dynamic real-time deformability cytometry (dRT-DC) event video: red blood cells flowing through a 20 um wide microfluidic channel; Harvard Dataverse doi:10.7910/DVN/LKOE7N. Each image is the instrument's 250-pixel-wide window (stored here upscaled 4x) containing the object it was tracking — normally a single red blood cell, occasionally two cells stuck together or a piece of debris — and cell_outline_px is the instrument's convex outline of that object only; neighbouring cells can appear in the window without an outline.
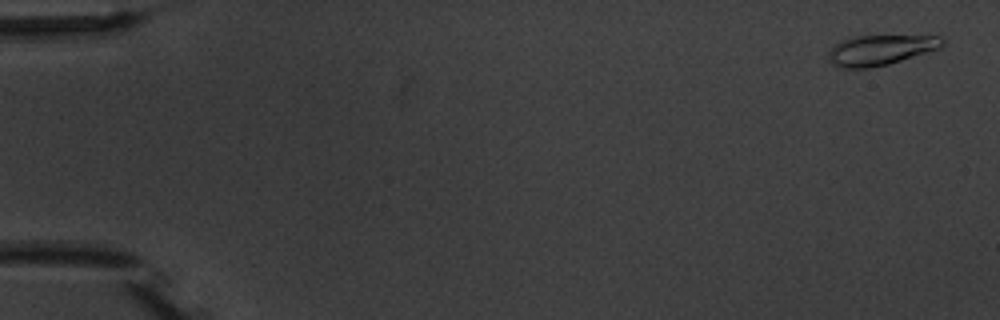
{"species": "common noctule bat (a hibernating species)", "species_latin": "Nyctalus noctula", "temperature_condition": "warm", "stored_images_in_passage": 6, "camera_frame_rate_fps": 3000, "um_per_image_px": 0.085, "animal": {"sex": "male", "body_mass_g": 20.1, "forearm_length_mm": 53.5}, "frame": {"image": 1, "passage_image": 1, "time_ms": 0.0, "image_size_px": [1000, 320], "cell_outline_px": [[944, 44], [940, 48], [888, 64], [868, 68], [840, 68], [832, 64], [828, 60], [828, 52], [836, 44], [848, 36], [944, 36]], "centroid_in_image_um": [74.81, 4.25], "position_along_channel_um": 10.2, "area_um2": 20.06}}